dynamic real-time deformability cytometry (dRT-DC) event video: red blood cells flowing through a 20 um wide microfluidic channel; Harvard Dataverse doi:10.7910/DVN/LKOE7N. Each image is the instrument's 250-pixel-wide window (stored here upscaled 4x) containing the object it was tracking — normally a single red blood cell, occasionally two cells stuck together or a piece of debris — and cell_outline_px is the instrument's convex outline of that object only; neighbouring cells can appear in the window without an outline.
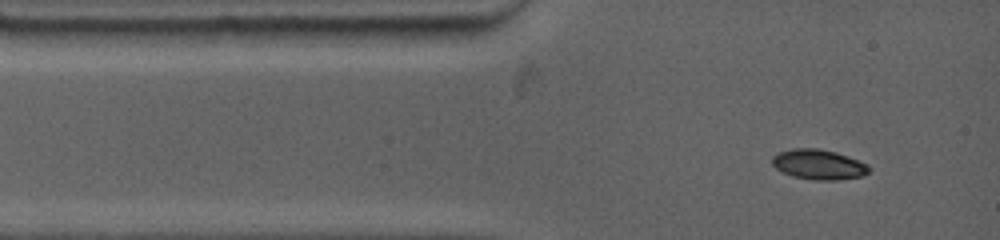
{"species": "common noctule bat (a hibernating species)", "species_latin": "Nyctalus noctula", "temperature_condition": "warm", "stored_images_in_passage": 10, "camera_frame_rate_fps": 4500, "um_per_image_px": 0.085, "animal": {"sex": "female", "body_mass_g": 19.0, "forearm_length_mm": 53.3}, "frame": {"image": 1, "passage_image": 1, "time_ms": 0.0, "image_size_px": [1000, 240], "cell_outline_px": [[868, 172], [860, 176], [836, 180], [816, 180], [792, 176], [776, 168], [772, 164], [772, 156], [780, 152], [792, 148], [820, 148], [836, 152], [848, 156], [868, 164]], "centroid_in_image_um": [69.56, 13.97], "position_along_channel_um": 15.4, "area_um2": 16.82}}
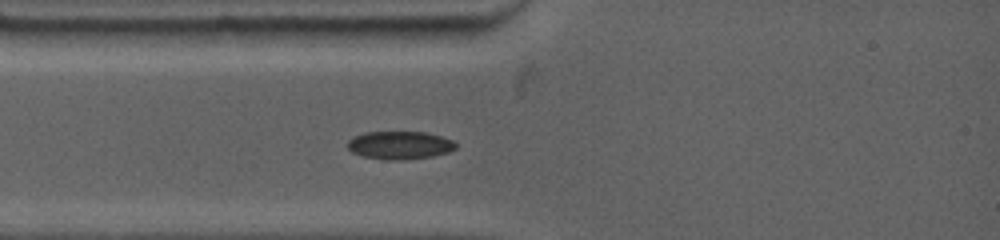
{"frame": {"image": 2, "passage_image": 5, "time_ms": 1.556, "image_size_px": [1000, 240], "cell_outline_px": [[456, 148], [448, 152], [432, 156], [396, 160], [384, 160], [364, 156], [352, 152], [348, 148], [348, 140], [352, 136], [364, 132], [424, 132], [440, 136], [452, 140], [456, 144]], "centroid_in_image_um": [33.94, 12.33], "position_along_channel_um": 51.1, "area_um2": 17.57}}
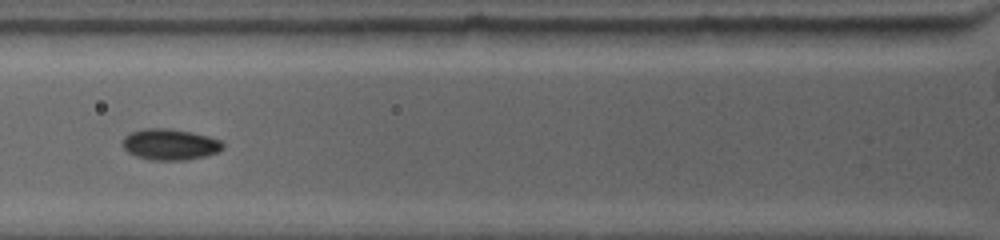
{"frame": {"image": 3, "passage_image": 9, "time_ms": 3.111, "image_size_px": [1000, 240], "cell_outline_px": [[224, 148], [220, 152], [208, 156], [184, 160], [152, 160], [136, 156], [128, 152], [124, 148], [124, 136], [128, 132], [144, 128], [168, 128], [192, 132], [208, 136], [220, 140], [224, 144]], "centroid_in_image_um": [14.48, 12.27], "position_along_channel_um": 111.3, "area_um2": 18.38}}